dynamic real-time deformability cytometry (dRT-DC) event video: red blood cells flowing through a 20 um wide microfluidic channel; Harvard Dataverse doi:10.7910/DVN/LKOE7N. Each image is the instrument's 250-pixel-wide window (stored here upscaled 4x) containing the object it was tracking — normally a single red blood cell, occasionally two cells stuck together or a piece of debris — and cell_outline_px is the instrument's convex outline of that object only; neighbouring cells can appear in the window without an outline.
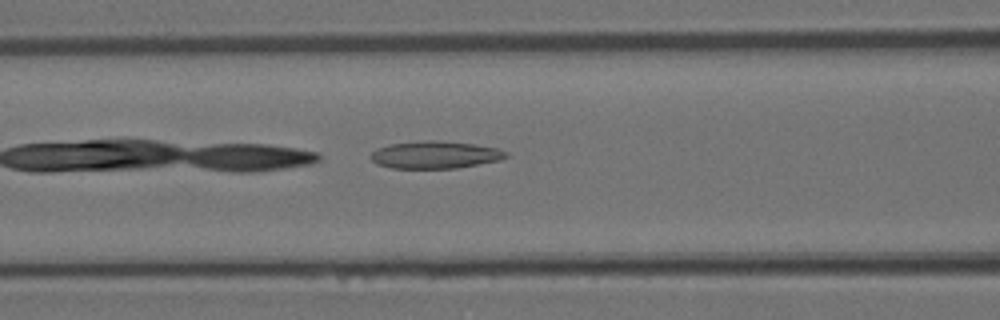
{"species": "Egyptian fruit bat (a non-hibernating species)", "species_latin": "Rousettus aegyptiacus", "temperature_condition": "room temperature", "stored_images_in_passage": 25, "camera_frame_rate_fps": 3000, "um_per_image_px": 0.085, "animal": {"sex": "female"}, "frame": {"image": 1, "passage_image": 5, "time_ms": 1.333, "image_size_px": [1000, 320], "cell_outline_px": [[508, 156], [500, 160], [456, 168], [392, 168], [376, 164], [372, 160], [372, 152], [376, 148], [388, 144], [424, 140], [432, 140], [472, 144], [496, 148], [508, 152]], "centroid_in_image_um": [36.96, 13.16], "position_along_channel_um": 129.6, "area_um2": 21.44}}
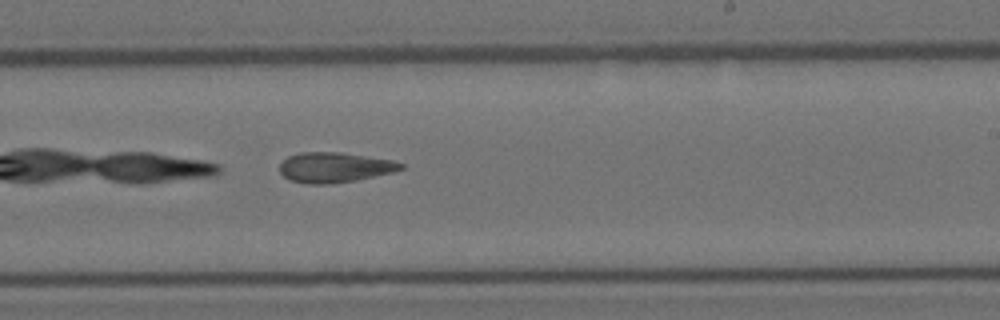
{"frame": {"image": 2, "passage_image": 14, "time_ms": 4.333, "image_size_px": [1000, 320], "cell_outline_px": [[404, 168], [392, 172], [356, 180], [332, 184], [308, 184], [288, 180], [280, 172], [280, 164], [288, 156], [300, 152], [340, 152], [392, 160], [404, 164]], "centroid_in_image_um": [28.41, 14.23], "position_along_channel_um": 260.6, "area_um2": 21.27}}
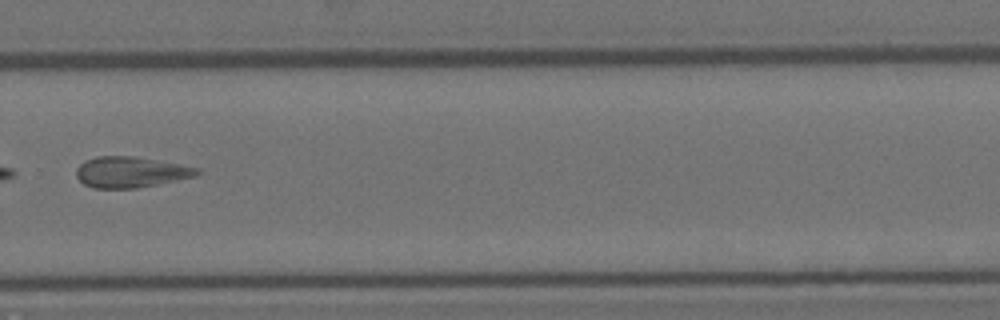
{"frame": {"image": 3, "passage_image": 18, "time_ms": 5.667, "image_size_px": [1000, 320], "cell_outline_px": [[200, 172], [196, 176], [140, 188], [92, 188], [84, 184], [76, 176], [76, 168], [84, 160], [96, 156], [132, 156], [180, 164], [200, 168]], "centroid_in_image_um": [11.09, 14.63], "position_along_channel_um": 318.7, "area_um2": 21.79}}